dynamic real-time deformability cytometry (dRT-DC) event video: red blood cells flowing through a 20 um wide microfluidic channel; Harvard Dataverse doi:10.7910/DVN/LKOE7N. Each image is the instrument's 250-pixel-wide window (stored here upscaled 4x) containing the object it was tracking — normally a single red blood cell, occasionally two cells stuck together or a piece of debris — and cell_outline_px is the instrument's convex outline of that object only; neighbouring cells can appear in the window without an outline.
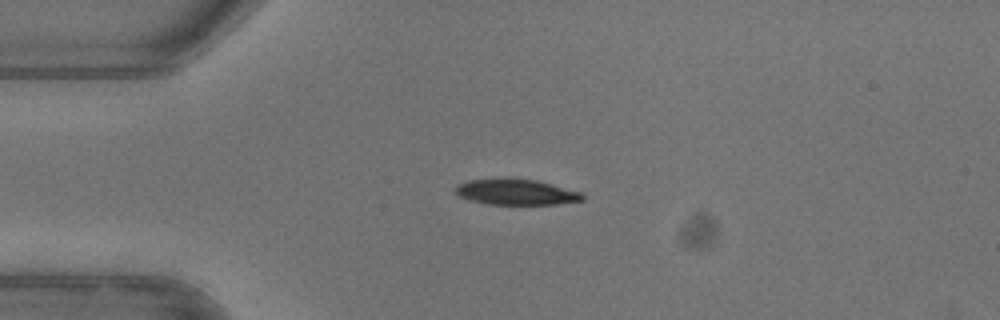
{"species": "common noctule bat (a hibernating species)", "species_latin": "Nyctalus noctula", "temperature_condition": "warm", "stored_images_in_passage": 40, "camera_frame_rate_fps": 3000, "um_per_image_px": 0.085, "animal": {"sex": "female"}, "frame": {"image": 1, "passage_image": 1, "time_ms": 0.0, "image_size_px": [1000, 320], "cell_outline_px": [[584, 200], [556, 204], [488, 204], [472, 200], [460, 196], [452, 192], [452, 188], [456, 184], [468, 180], [508, 176], [536, 180], [580, 192], [584, 196]], "centroid_in_image_um": [43.77, 16.29], "position_along_channel_um": 41.2, "area_um2": 19.48}}
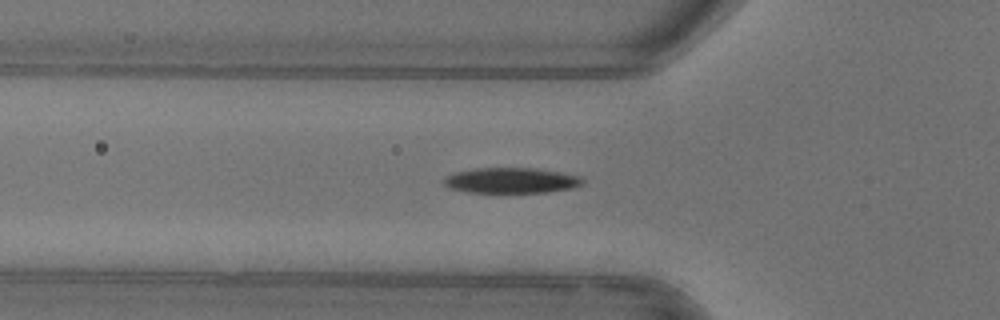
{"frame": {"image": 2, "passage_image": 6, "time_ms": 1.667, "image_size_px": [1000, 320], "cell_outline_px": [[584, 184], [572, 188], [544, 192], [468, 192], [452, 188], [444, 184], [444, 180], [448, 176], [456, 172], [476, 168], [536, 168], [560, 172], [580, 176], [584, 180]], "centroid_in_image_um": [43.51, 15.33], "position_along_channel_um": 82.3, "area_um2": 20.35}, "authors_computed_cell_mechanics": {"area_um2": 20.9814, "velocity_mm_per_s": 3.9825, "shape_relaxation_time_tau1_ms": 3.1802, "shape_relaxation_time_tau2_ms": 10.9449, "deformation_change_tau1": 0.1696, "deformation_change_tau2": 0.139}}